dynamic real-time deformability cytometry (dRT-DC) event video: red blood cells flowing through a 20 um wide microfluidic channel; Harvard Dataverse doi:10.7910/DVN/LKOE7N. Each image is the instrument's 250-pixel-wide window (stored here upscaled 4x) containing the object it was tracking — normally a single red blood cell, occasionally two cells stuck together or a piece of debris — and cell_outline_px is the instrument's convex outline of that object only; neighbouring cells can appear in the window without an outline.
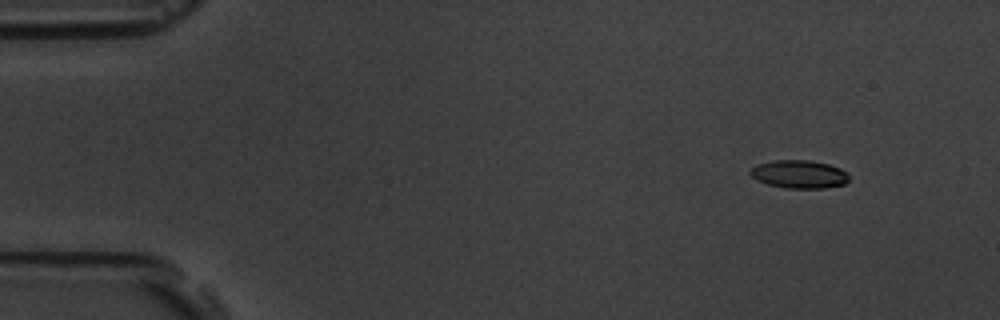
{"species": "common noctule bat (a hibernating species)", "species_latin": "Nyctalus noctula", "temperature_condition": "room temperature", "stored_images_in_passage": 4, "camera_frame_rate_fps": 3000, "um_per_image_px": 0.085, "animal": {"sex": "male", "body_mass_g": 19.5, "forearm_length_mm": 54.6}, "frame": {"image": 1, "passage_image": 1, "time_ms": 0.0, "image_size_px": [1000, 320], "cell_outline_px": [[848, 180], [844, 184], [824, 188], [784, 188], [768, 184], [756, 180], [748, 172], [752, 168], [760, 164], [776, 160], [808, 160], [828, 164], [840, 168], [848, 176]], "centroid_in_image_um": [67.91, 14.81], "position_along_channel_um": 17.1, "area_um2": 15.95}}
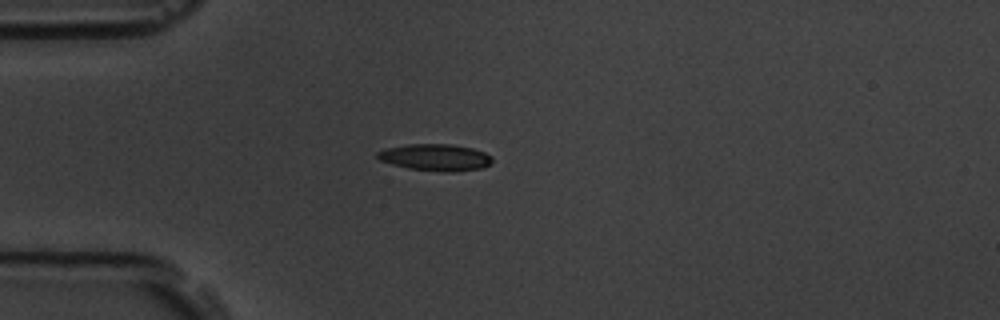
{"frame": {"image": 2, "passage_image": 4, "time_ms": 3.333, "image_size_px": [1000, 320], "cell_outline_px": [[492, 164], [480, 168], [456, 172], [444, 172], [408, 168], [392, 164], [380, 160], [376, 156], [376, 152], [388, 148], [408, 144], [448, 144], [472, 148], [484, 152], [492, 156]], "centroid_in_image_um": [37.03, 13.38], "position_along_channel_um": 48.0, "area_um2": 17.86}}